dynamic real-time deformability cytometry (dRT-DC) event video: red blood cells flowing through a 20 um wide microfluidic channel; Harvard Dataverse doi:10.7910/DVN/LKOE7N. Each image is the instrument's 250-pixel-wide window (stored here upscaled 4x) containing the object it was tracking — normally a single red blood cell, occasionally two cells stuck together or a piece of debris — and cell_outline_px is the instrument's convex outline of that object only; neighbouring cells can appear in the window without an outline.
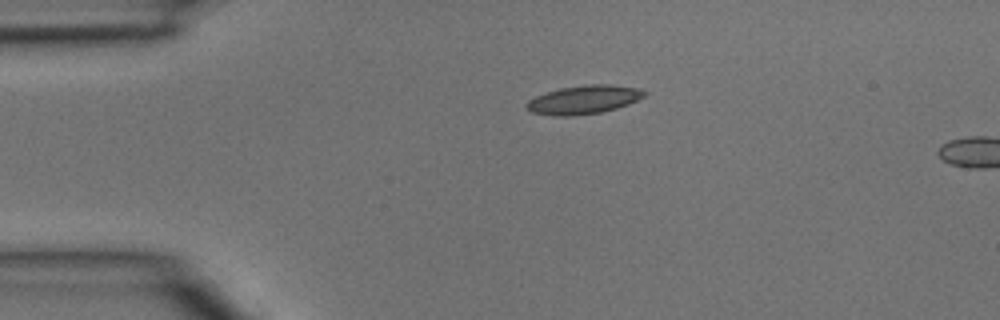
{"species": "common noctule bat (a hibernating species)", "species_latin": "Nyctalus noctula", "temperature_condition": "room temperature", "stored_images_in_passage": 2, "camera_frame_rate_fps": 3000, "um_per_image_px": 0.085, "animal": {"sex": "male", "body_mass_g": 15.6}, "frame": {"image": 1, "passage_image": 1, "time_ms": 0.0, "image_size_px": [1000, 320], "cell_outline_px": [[648, 92], [644, 96], [628, 104], [616, 108], [600, 112], [572, 116], [552, 116], [532, 112], [524, 108], [524, 104], [528, 100], [536, 96], [560, 88], [584, 84], [612, 84], [636, 88]], "centroid_in_image_um": [49.57, 8.47], "position_along_channel_um": 35.4, "area_um2": 19.65}}